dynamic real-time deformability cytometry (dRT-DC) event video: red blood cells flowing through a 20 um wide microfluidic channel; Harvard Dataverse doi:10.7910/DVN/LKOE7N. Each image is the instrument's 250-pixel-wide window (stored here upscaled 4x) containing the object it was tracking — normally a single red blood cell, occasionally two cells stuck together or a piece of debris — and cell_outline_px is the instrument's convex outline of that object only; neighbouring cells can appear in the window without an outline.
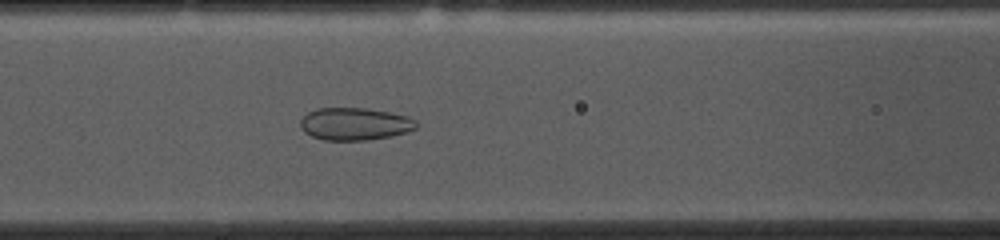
{"species": "common noctule bat (a hibernating species)", "species_latin": "Nyctalus noctula", "temperature_condition": "cold", "stored_images_in_passage": 47, "camera_frame_rate_fps": 3000, "um_per_image_px": 0.085, "animal": {"sex": "female", "body_mass_g": 10.0, "forearm_length_mm": 53.1}, "frame": {"image": 1, "passage_image": 15, "time_ms": 4.667, "image_size_px": [1000, 240], "cell_outline_px": [[416, 128], [408, 132], [392, 136], [368, 140], [324, 140], [312, 136], [304, 132], [300, 128], [300, 120], [308, 112], [316, 108], [368, 108], [408, 116], [416, 120]], "centroid_in_image_um": [30.15, 10.53], "position_along_channel_um": 136.4, "area_um2": 22.08}}
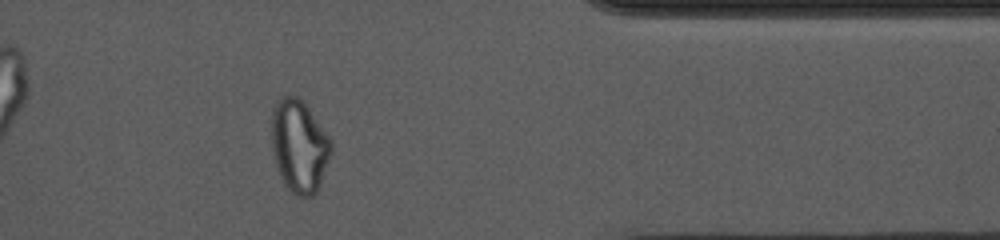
{"frame": {"image": 2, "passage_image": 37, "time_ms": 12.0, "image_size_px": [1000, 240], "cell_outline_px": [[332, 152], [320, 184], [316, 192], [312, 196], [300, 196], [292, 192], [284, 184], [280, 176], [272, 156], [272, 112], [280, 96], [296, 96], [308, 108], [332, 140]], "centroid_in_image_um": [25.43, 12.43], "position_along_channel_um": 386.0, "area_um2": 32.02}}
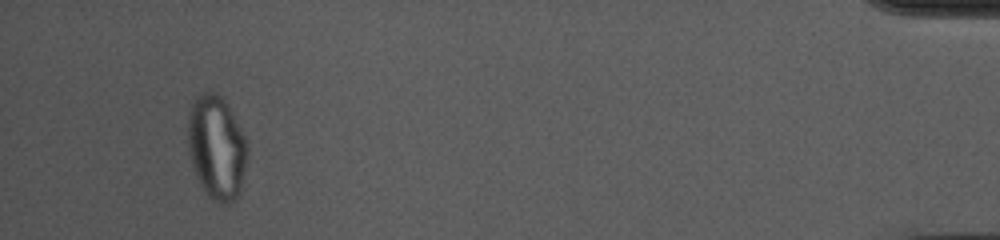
{"frame": {"image": 3, "passage_image": 44, "time_ms": 14.333, "image_size_px": [1000, 240], "cell_outline_px": [[248, 140], [240, 196], [236, 200], [228, 204], [220, 204], [212, 200], [208, 196], [200, 184], [196, 176], [192, 164], [188, 148], [188, 112], [192, 100], [196, 96], [204, 92], [216, 92], [228, 104]], "centroid_in_image_um": [18.41, 12.53], "position_along_channel_um": 416.8, "area_um2": 36.47}, "authors_computed_cell_mechanics": {"area_um2": 28.4954, "velocity_mm_per_s": 3.6996, "shape_relaxation_time_tau1_ms": null, "shape_relaxation_time_tau2_ms": 1.2258, "deformation_change_tau1": null, "deformation_change_tau2": 0.0647}}